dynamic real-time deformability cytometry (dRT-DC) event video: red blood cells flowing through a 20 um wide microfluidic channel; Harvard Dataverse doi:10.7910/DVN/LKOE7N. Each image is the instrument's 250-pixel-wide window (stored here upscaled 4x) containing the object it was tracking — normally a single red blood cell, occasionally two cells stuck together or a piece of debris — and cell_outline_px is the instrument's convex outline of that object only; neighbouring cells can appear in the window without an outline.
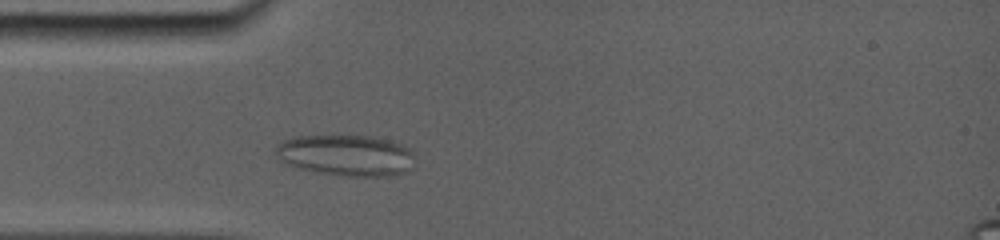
{"species": "common noctule bat (a hibernating species)", "species_latin": "Nyctalus noctula", "temperature_condition": "room temperature", "stored_images_in_passage": 32, "camera_frame_rate_fps": 5000, "um_per_image_px": 0.085, "animal": {"sex": "female", "body_mass_g": 19.0, "forearm_length_mm": 56.7}, "frame": {"image": 1, "passage_image": 6, "time_ms": 2.4, "image_size_px": [1000, 240], "cell_outline_px": [[412, 168], [404, 172], [392, 176], [344, 176], [312, 172], [296, 168], [280, 160], [276, 156], [276, 152], [280, 144], [288, 140], [308, 136], [356, 136], [380, 140], [396, 144], [404, 148], [408, 152]], "centroid_in_image_um": [29.33, 13.26], "position_along_channel_um": 55.7, "area_um2": 32.02}}
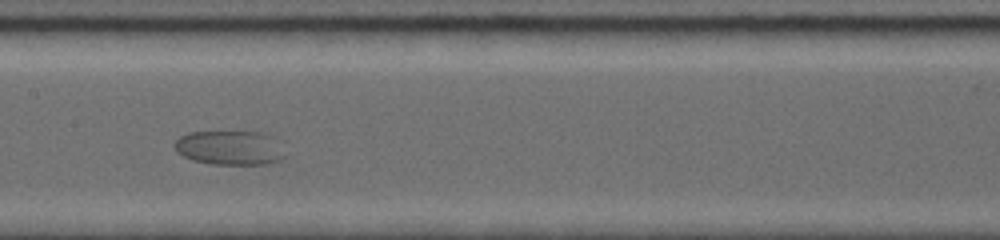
{"frame": {"image": 2, "passage_image": 15, "time_ms": 6.2, "image_size_px": [1000, 240], "cell_outline_px": [[284, 156], [280, 160], [268, 164], [212, 164], [192, 160], [184, 156], [176, 148], [176, 140], [180, 136], [192, 132], [256, 132]], "centroid_in_image_um": [19.34, 12.6], "position_along_channel_um": 188.1, "area_um2": 20.52}}
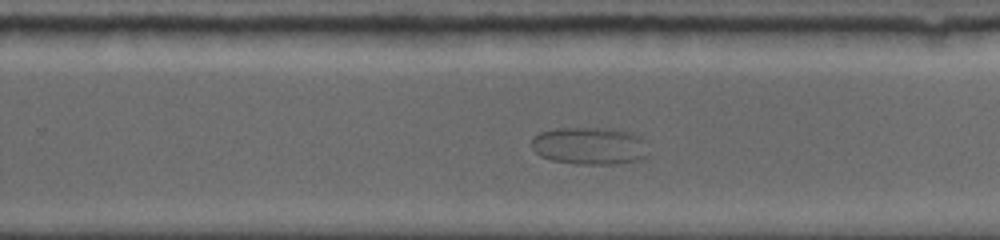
{"frame": {"image": 3, "passage_image": 21, "time_ms": 8.8, "image_size_px": [1000, 240], "cell_outline_px": [[648, 156], [644, 160], [616, 164], [576, 164], [552, 160], [540, 156], [532, 148], [532, 136], [540, 132], [556, 128], [612, 128], [628, 132], [640, 136], [648, 152]], "centroid_in_image_um": [50.12, 12.4], "position_along_channel_um": 279.7, "area_um2": 25.78}}